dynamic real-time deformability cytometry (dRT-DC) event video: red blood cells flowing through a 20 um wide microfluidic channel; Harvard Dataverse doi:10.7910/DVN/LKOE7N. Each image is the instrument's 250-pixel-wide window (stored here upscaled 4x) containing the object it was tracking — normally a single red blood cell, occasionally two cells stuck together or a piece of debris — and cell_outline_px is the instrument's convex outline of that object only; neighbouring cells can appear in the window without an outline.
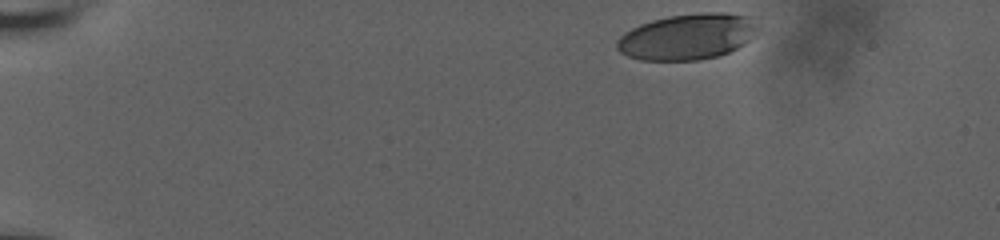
{"species": "human", "species_latin": "Homo sapiens", "temperature_condition": "room temperature", "stored_images_in_passage": 39, "camera_frame_rate_fps": 3000, "um_per_image_px": 0.085, "donor": {"sex": "male"}, "frame": {"image": 1, "passage_image": 1, "time_ms": 0.0, "image_size_px": [1000, 240], "cell_outline_px": [[760, 28], [756, 36], [744, 44], [720, 56], [696, 60], [640, 60], [628, 56], [620, 52], [616, 48], [616, 40], [624, 32], [640, 24], [652, 20], [668, 16], [704, 12], [728, 12], [752, 16]], "centroid_in_image_um": [58.48, 3.1], "position_along_channel_um": 26.5, "area_um2": 38.26}}
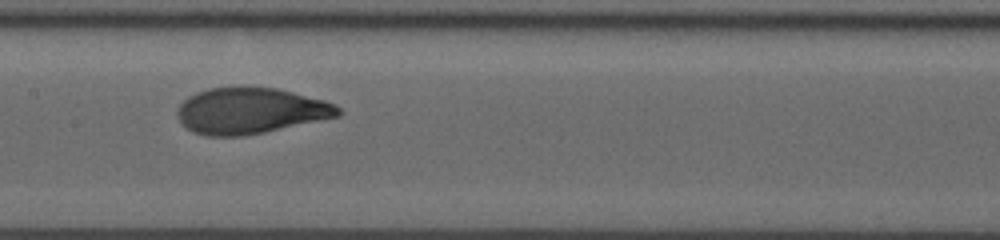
{"frame": {"image": 2, "passage_image": 23, "time_ms": 7.333, "image_size_px": [1000, 240], "cell_outline_px": [[344, 112], [340, 116], [264, 132], [240, 136], [208, 136], [196, 132], [188, 128], [176, 116], [176, 112], [180, 104], [188, 96], [196, 92], [208, 88], [240, 84], [276, 88], [324, 100], [336, 104]], "centroid_in_image_um": [21.29, 9.37], "position_along_channel_um": 186.1, "area_um2": 43.7}}
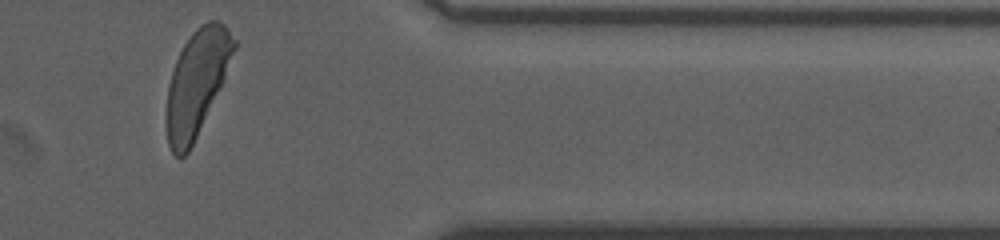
{"frame": {"image": 3, "passage_image": 39, "time_ms": 13.333, "image_size_px": [1000, 240], "cell_outline_px": [[236, 48], [224, 80], [188, 152], [184, 156], [176, 156], [172, 152], [168, 144], [168, 84], [176, 60], [184, 44], [192, 32], [200, 24], [208, 20], [220, 20], [228, 28], [236, 40]], "centroid_in_image_um": [16.76, 6.95], "position_along_channel_um": 394.6, "area_um2": 40.58}, "authors_computed_cell_mechanics": {"area_um2": 42.4252, "velocity_mm_per_s": 3.7368, "shape_relaxation_time_tau1_ms": 2.7705, "shape_relaxation_time_tau2_ms": null, "deformation_change_tau1": 0.1841, "deformation_change_tau2": null}}